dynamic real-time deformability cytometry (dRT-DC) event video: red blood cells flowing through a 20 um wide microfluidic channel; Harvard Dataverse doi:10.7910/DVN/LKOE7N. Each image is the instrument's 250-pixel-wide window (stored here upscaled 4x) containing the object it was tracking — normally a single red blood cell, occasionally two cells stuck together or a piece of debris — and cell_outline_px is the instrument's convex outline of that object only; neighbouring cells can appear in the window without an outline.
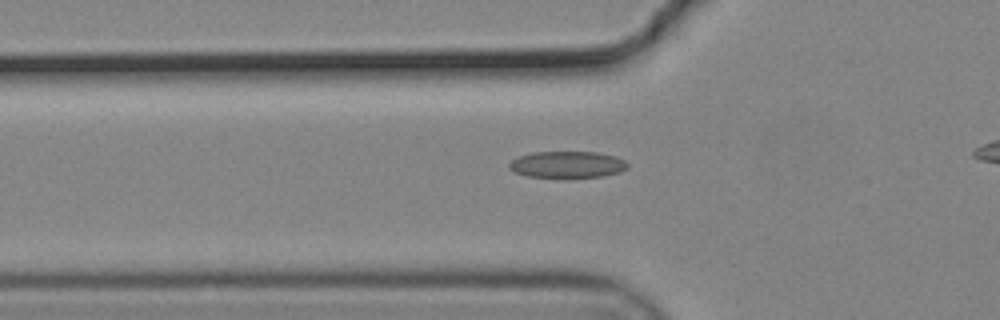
{"species": "common noctule bat (a hibernating species)", "species_latin": "Nyctalus noctula", "temperature_condition": "cold", "stored_images_in_passage": 43, "camera_frame_rate_fps": 3000, "um_per_image_px": 0.085, "animal": {"sex": "male", "body_mass_g": 19.2, "forearm_length_mm": 51.8}, "frame": {"image": 1, "passage_image": 14, "time_ms": 4.333, "image_size_px": [1000, 320], "cell_outline_px": [[628, 168], [620, 172], [600, 176], [528, 176], [516, 172], [508, 168], [508, 164], [512, 160], [520, 156], [532, 152], [596, 152], [616, 156], [624, 160], [628, 164]], "centroid_in_image_um": [48.24, 13.96], "position_along_channel_um": 77.6, "area_um2": 17.92}}
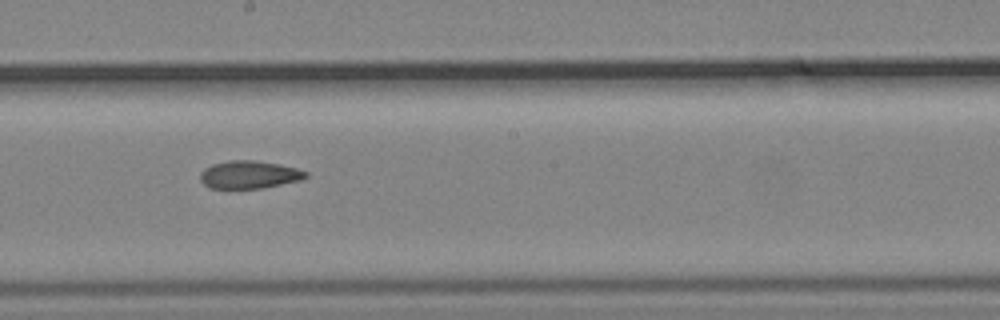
{"frame": {"image": 2, "passage_image": 26, "time_ms": 8.333, "image_size_px": [1000, 320], "cell_outline_px": [[308, 176], [300, 180], [264, 188], [208, 188], [200, 180], [200, 172], [204, 168], [212, 164], [228, 160], [256, 160], [280, 164], [296, 168], [308, 172]], "centroid_in_image_um": [21.17, 14.84], "position_along_channel_um": 227.0, "area_um2": 17.22}}
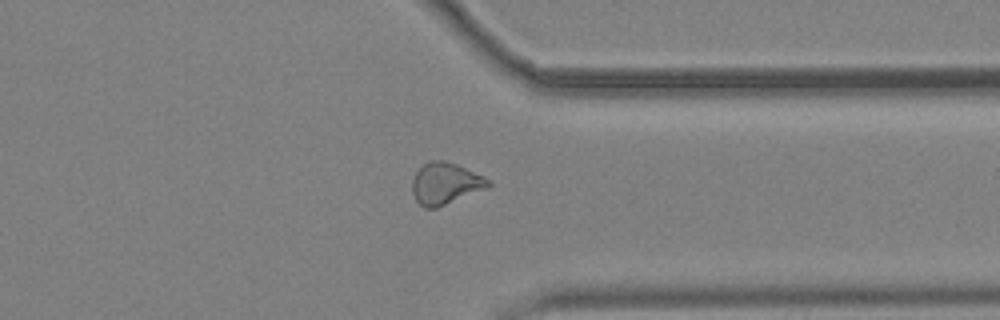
{"frame": {"image": 3, "passage_image": 38, "time_ms": 12.333, "image_size_px": [1000, 320], "cell_outline_px": [[492, 184], [488, 188], [436, 208], [424, 208], [416, 200], [412, 192], [412, 180], [416, 172], [428, 160], [444, 160], [456, 164], [484, 176], [492, 180]], "centroid_in_image_um": [37.88, 15.59], "position_along_channel_um": 373.5, "area_um2": 18.55}}